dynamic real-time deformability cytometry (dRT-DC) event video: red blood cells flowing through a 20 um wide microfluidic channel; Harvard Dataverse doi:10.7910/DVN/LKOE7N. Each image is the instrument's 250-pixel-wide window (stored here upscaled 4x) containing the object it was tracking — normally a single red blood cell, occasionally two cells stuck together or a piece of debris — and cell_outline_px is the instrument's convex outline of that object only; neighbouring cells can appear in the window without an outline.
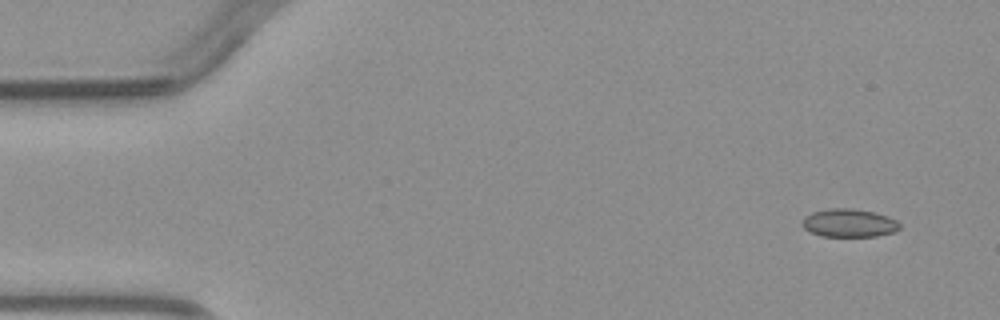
{"species": "common noctule bat (a hibernating species)", "species_latin": "Nyctalus noctula", "temperature_condition": "warm", "stored_images_in_passage": 3, "camera_frame_rate_fps": 3000, "um_per_image_px": 0.085, "animal": {"sex": "male", "body_mass_g": 23.1, "forearm_length_mm": 52.7}, "frame": {"image": 1, "passage_image": 1, "time_ms": 0.0, "image_size_px": [1000, 320], "cell_outline_px": [[900, 228], [896, 232], [876, 236], [820, 236], [804, 228], [800, 224], [804, 216], [812, 212], [828, 208], [852, 208], [876, 212], [888, 216], [896, 220], [900, 224]], "centroid_in_image_um": [72.17, 18.94], "position_along_channel_um": 12.8, "area_um2": 16.24}}